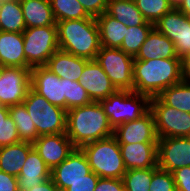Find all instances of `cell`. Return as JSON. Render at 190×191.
<instances>
[{"instance_id": "33", "label": "cell", "mask_w": 190, "mask_h": 191, "mask_svg": "<svg viewBox=\"0 0 190 191\" xmlns=\"http://www.w3.org/2000/svg\"><path fill=\"white\" fill-rule=\"evenodd\" d=\"M135 4L143 17L153 24L173 9L168 0H135Z\"/></svg>"}, {"instance_id": "43", "label": "cell", "mask_w": 190, "mask_h": 191, "mask_svg": "<svg viewBox=\"0 0 190 191\" xmlns=\"http://www.w3.org/2000/svg\"><path fill=\"white\" fill-rule=\"evenodd\" d=\"M184 80L190 83V57L184 61Z\"/></svg>"}, {"instance_id": "29", "label": "cell", "mask_w": 190, "mask_h": 191, "mask_svg": "<svg viewBox=\"0 0 190 191\" xmlns=\"http://www.w3.org/2000/svg\"><path fill=\"white\" fill-rule=\"evenodd\" d=\"M158 97L168 106L190 113V83L185 80L163 90Z\"/></svg>"}, {"instance_id": "44", "label": "cell", "mask_w": 190, "mask_h": 191, "mask_svg": "<svg viewBox=\"0 0 190 191\" xmlns=\"http://www.w3.org/2000/svg\"><path fill=\"white\" fill-rule=\"evenodd\" d=\"M9 116L8 106H2L0 108V124Z\"/></svg>"}, {"instance_id": "34", "label": "cell", "mask_w": 190, "mask_h": 191, "mask_svg": "<svg viewBox=\"0 0 190 191\" xmlns=\"http://www.w3.org/2000/svg\"><path fill=\"white\" fill-rule=\"evenodd\" d=\"M64 81L66 110L92 102L87 91L80 85L79 81H70L68 79H64Z\"/></svg>"}, {"instance_id": "22", "label": "cell", "mask_w": 190, "mask_h": 191, "mask_svg": "<svg viewBox=\"0 0 190 191\" xmlns=\"http://www.w3.org/2000/svg\"><path fill=\"white\" fill-rule=\"evenodd\" d=\"M160 58L180 59L177 57L174 43L154 27L134 59L150 60Z\"/></svg>"}, {"instance_id": "11", "label": "cell", "mask_w": 190, "mask_h": 191, "mask_svg": "<svg viewBox=\"0 0 190 191\" xmlns=\"http://www.w3.org/2000/svg\"><path fill=\"white\" fill-rule=\"evenodd\" d=\"M154 27L174 43L178 58L185 61L190 57V23L181 11L173 8Z\"/></svg>"}, {"instance_id": "30", "label": "cell", "mask_w": 190, "mask_h": 191, "mask_svg": "<svg viewBox=\"0 0 190 191\" xmlns=\"http://www.w3.org/2000/svg\"><path fill=\"white\" fill-rule=\"evenodd\" d=\"M56 22L91 18L78 0H49Z\"/></svg>"}, {"instance_id": "46", "label": "cell", "mask_w": 190, "mask_h": 191, "mask_svg": "<svg viewBox=\"0 0 190 191\" xmlns=\"http://www.w3.org/2000/svg\"><path fill=\"white\" fill-rule=\"evenodd\" d=\"M184 0H168L169 4L172 6V8L177 9Z\"/></svg>"}, {"instance_id": "1", "label": "cell", "mask_w": 190, "mask_h": 191, "mask_svg": "<svg viewBox=\"0 0 190 191\" xmlns=\"http://www.w3.org/2000/svg\"><path fill=\"white\" fill-rule=\"evenodd\" d=\"M184 80L182 59L137 60L133 63L134 91L150 98Z\"/></svg>"}, {"instance_id": "25", "label": "cell", "mask_w": 190, "mask_h": 191, "mask_svg": "<svg viewBox=\"0 0 190 191\" xmlns=\"http://www.w3.org/2000/svg\"><path fill=\"white\" fill-rule=\"evenodd\" d=\"M106 13L127 27L154 25L143 17L132 0H109Z\"/></svg>"}, {"instance_id": "18", "label": "cell", "mask_w": 190, "mask_h": 191, "mask_svg": "<svg viewBox=\"0 0 190 191\" xmlns=\"http://www.w3.org/2000/svg\"><path fill=\"white\" fill-rule=\"evenodd\" d=\"M119 146L127 170L158 166V142L119 143Z\"/></svg>"}, {"instance_id": "47", "label": "cell", "mask_w": 190, "mask_h": 191, "mask_svg": "<svg viewBox=\"0 0 190 191\" xmlns=\"http://www.w3.org/2000/svg\"><path fill=\"white\" fill-rule=\"evenodd\" d=\"M185 17H186V20L190 23V11H181Z\"/></svg>"}, {"instance_id": "45", "label": "cell", "mask_w": 190, "mask_h": 191, "mask_svg": "<svg viewBox=\"0 0 190 191\" xmlns=\"http://www.w3.org/2000/svg\"><path fill=\"white\" fill-rule=\"evenodd\" d=\"M177 9L179 11H190V0H184Z\"/></svg>"}, {"instance_id": "28", "label": "cell", "mask_w": 190, "mask_h": 191, "mask_svg": "<svg viewBox=\"0 0 190 191\" xmlns=\"http://www.w3.org/2000/svg\"><path fill=\"white\" fill-rule=\"evenodd\" d=\"M8 110L16 125L20 140L33 144L39 136L25 105L23 103L12 105L8 107Z\"/></svg>"}, {"instance_id": "7", "label": "cell", "mask_w": 190, "mask_h": 191, "mask_svg": "<svg viewBox=\"0 0 190 191\" xmlns=\"http://www.w3.org/2000/svg\"><path fill=\"white\" fill-rule=\"evenodd\" d=\"M22 35L26 68L45 66L59 49L57 26L26 28Z\"/></svg>"}, {"instance_id": "16", "label": "cell", "mask_w": 190, "mask_h": 191, "mask_svg": "<svg viewBox=\"0 0 190 191\" xmlns=\"http://www.w3.org/2000/svg\"><path fill=\"white\" fill-rule=\"evenodd\" d=\"M33 148L52 170L64 161L75 147L66 133H60L39 136L33 143Z\"/></svg>"}, {"instance_id": "20", "label": "cell", "mask_w": 190, "mask_h": 191, "mask_svg": "<svg viewBox=\"0 0 190 191\" xmlns=\"http://www.w3.org/2000/svg\"><path fill=\"white\" fill-rule=\"evenodd\" d=\"M89 60L58 49L47 61L45 67L61 79L79 81Z\"/></svg>"}, {"instance_id": "21", "label": "cell", "mask_w": 190, "mask_h": 191, "mask_svg": "<svg viewBox=\"0 0 190 191\" xmlns=\"http://www.w3.org/2000/svg\"><path fill=\"white\" fill-rule=\"evenodd\" d=\"M0 67L26 68L22 33L0 31Z\"/></svg>"}, {"instance_id": "42", "label": "cell", "mask_w": 190, "mask_h": 191, "mask_svg": "<svg viewBox=\"0 0 190 191\" xmlns=\"http://www.w3.org/2000/svg\"><path fill=\"white\" fill-rule=\"evenodd\" d=\"M28 191H60L58 187L53 183L52 179L44 181L39 186H33Z\"/></svg>"}, {"instance_id": "23", "label": "cell", "mask_w": 190, "mask_h": 191, "mask_svg": "<svg viewBox=\"0 0 190 191\" xmlns=\"http://www.w3.org/2000/svg\"><path fill=\"white\" fill-rule=\"evenodd\" d=\"M26 28L56 26L49 0H20Z\"/></svg>"}, {"instance_id": "38", "label": "cell", "mask_w": 190, "mask_h": 191, "mask_svg": "<svg viewBox=\"0 0 190 191\" xmlns=\"http://www.w3.org/2000/svg\"><path fill=\"white\" fill-rule=\"evenodd\" d=\"M84 7L85 11L91 17H97L106 12L109 0H78Z\"/></svg>"}, {"instance_id": "17", "label": "cell", "mask_w": 190, "mask_h": 191, "mask_svg": "<svg viewBox=\"0 0 190 191\" xmlns=\"http://www.w3.org/2000/svg\"><path fill=\"white\" fill-rule=\"evenodd\" d=\"M79 83L94 102L106 99L117 90L96 60L86 63Z\"/></svg>"}, {"instance_id": "35", "label": "cell", "mask_w": 190, "mask_h": 191, "mask_svg": "<svg viewBox=\"0 0 190 191\" xmlns=\"http://www.w3.org/2000/svg\"><path fill=\"white\" fill-rule=\"evenodd\" d=\"M150 191H177L171 172L154 167V174L149 186Z\"/></svg>"}, {"instance_id": "8", "label": "cell", "mask_w": 190, "mask_h": 191, "mask_svg": "<svg viewBox=\"0 0 190 191\" xmlns=\"http://www.w3.org/2000/svg\"><path fill=\"white\" fill-rule=\"evenodd\" d=\"M117 90L134 91V57L119 48L101 46L95 58Z\"/></svg>"}, {"instance_id": "15", "label": "cell", "mask_w": 190, "mask_h": 191, "mask_svg": "<svg viewBox=\"0 0 190 191\" xmlns=\"http://www.w3.org/2000/svg\"><path fill=\"white\" fill-rule=\"evenodd\" d=\"M113 136L118 143L158 142L152 111L149 110L136 120L116 126L113 129Z\"/></svg>"}, {"instance_id": "36", "label": "cell", "mask_w": 190, "mask_h": 191, "mask_svg": "<svg viewBox=\"0 0 190 191\" xmlns=\"http://www.w3.org/2000/svg\"><path fill=\"white\" fill-rule=\"evenodd\" d=\"M21 142L15 123L10 115L0 124V147Z\"/></svg>"}, {"instance_id": "19", "label": "cell", "mask_w": 190, "mask_h": 191, "mask_svg": "<svg viewBox=\"0 0 190 191\" xmlns=\"http://www.w3.org/2000/svg\"><path fill=\"white\" fill-rule=\"evenodd\" d=\"M49 178H51V169L33 148L29 152L19 176H17L18 190L28 191Z\"/></svg>"}, {"instance_id": "40", "label": "cell", "mask_w": 190, "mask_h": 191, "mask_svg": "<svg viewBox=\"0 0 190 191\" xmlns=\"http://www.w3.org/2000/svg\"><path fill=\"white\" fill-rule=\"evenodd\" d=\"M94 191H125L122 179L99 178Z\"/></svg>"}, {"instance_id": "12", "label": "cell", "mask_w": 190, "mask_h": 191, "mask_svg": "<svg viewBox=\"0 0 190 191\" xmlns=\"http://www.w3.org/2000/svg\"><path fill=\"white\" fill-rule=\"evenodd\" d=\"M91 168L81 148H74L68 157L51 170V179L60 191L73 182L90 179Z\"/></svg>"}, {"instance_id": "27", "label": "cell", "mask_w": 190, "mask_h": 191, "mask_svg": "<svg viewBox=\"0 0 190 191\" xmlns=\"http://www.w3.org/2000/svg\"><path fill=\"white\" fill-rule=\"evenodd\" d=\"M25 30L20 0L0 1V31L23 33Z\"/></svg>"}, {"instance_id": "37", "label": "cell", "mask_w": 190, "mask_h": 191, "mask_svg": "<svg viewBox=\"0 0 190 191\" xmlns=\"http://www.w3.org/2000/svg\"><path fill=\"white\" fill-rule=\"evenodd\" d=\"M177 191H190V166L171 172Z\"/></svg>"}, {"instance_id": "31", "label": "cell", "mask_w": 190, "mask_h": 191, "mask_svg": "<svg viewBox=\"0 0 190 191\" xmlns=\"http://www.w3.org/2000/svg\"><path fill=\"white\" fill-rule=\"evenodd\" d=\"M153 28L154 25L128 27L119 49L135 57Z\"/></svg>"}, {"instance_id": "3", "label": "cell", "mask_w": 190, "mask_h": 191, "mask_svg": "<svg viewBox=\"0 0 190 191\" xmlns=\"http://www.w3.org/2000/svg\"><path fill=\"white\" fill-rule=\"evenodd\" d=\"M59 49L88 60L100 50L99 28L95 17L56 22Z\"/></svg>"}, {"instance_id": "26", "label": "cell", "mask_w": 190, "mask_h": 191, "mask_svg": "<svg viewBox=\"0 0 190 191\" xmlns=\"http://www.w3.org/2000/svg\"><path fill=\"white\" fill-rule=\"evenodd\" d=\"M99 28L100 45L108 48H120L127 26L104 12L96 17Z\"/></svg>"}, {"instance_id": "14", "label": "cell", "mask_w": 190, "mask_h": 191, "mask_svg": "<svg viewBox=\"0 0 190 191\" xmlns=\"http://www.w3.org/2000/svg\"><path fill=\"white\" fill-rule=\"evenodd\" d=\"M31 88L51 104L66 110L65 81L45 66L31 68Z\"/></svg>"}, {"instance_id": "41", "label": "cell", "mask_w": 190, "mask_h": 191, "mask_svg": "<svg viewBox=\"0 0 190 191\" xmlns=\"http://www.w3.org/2000/svg\"><path fill=\"white\" fill-rule=\"evenodd\" d=\"M0 191H19L17 177L0 171Z\"/></svg>"}, {"instance_id": "10", "label": "cell", "mask_w": 190, "mask_h": 191, "mask_svg": "<svg viewBox=\"0 0 190 191\" xmlns=\"http://www.w3.org/2000/svg\"><path fill=\"white\" fill-rule=\"evenodd\" d=\"M31 88V69L0 67V103L2 106L20 104Z\"/></svg>"}, {"instance_id": "39", "label": "cell", "mask_w": 190, "mask_h": 191, "mask_svg": "<svg viewBox=\"0 0 190 191\" xmlns=\"http://www.w3.org/2000/svg\"><path fill=\"white\" fill-rule=\"evenodd\" d=\"M99 178L100 177L91 171L90 179H83L73 182L65 191H94Z\"/></svg>"}, {"instance_id": "32", "label": "cell", "mask_w": 190, "mask_h": 191, "mask_svg": "<svg viewBox=\"0 0 190 191\" xmlns=\"http://www.w3.org/2000/svg\"><path fill=\"white\" fill-rule=\"evenodd\" d=\"M153 174L154 167L127 170L122 178L125 191H150L149 186Z\"/></svg>"}, {"instance_id": "5", "label": "cell", "mask_w": 190, "mask_h": 191, "mask_svg": "<svg viewBox=\"0 0 190 191\" xmlns=\"http://www.w3.org/2000/svg\"><path fill=\"white\" fill-rule=\"evenodd\" d=\"M150 97L130 90H116L99 101L113 129L127 121H133L150 110Z\"/></svg>"}, {"instance_id": "24", "label": "cell", "mask_w": 190, "mask_h": 191, "mask_svg": "<svg viewBox=\"0 0 190 191\" xmlns=\"http://www.w3.org/2000/svg\"><path fill=\"white\" fill-rule=\"evenodd\" d=\"M32 149V143L23 141L0 147V171L16 177L19 176L22 166Z\"/></svg>"}, {"instance_id": "13", "label": "cell", "mask_w": 190, "mask_h": 191, "mask_svg": "<svg viewBox=\"0 0 190 191\" xmlns=\"http://www.w3.org/2000/svg\"><path fill=\"white\" fill-rule=\"evenodd\" d=\"M157 160L168 172L190 166V137L158 138Z\"/></svg>"}, {"instance_id": "9", "label": "cell", "mask_w": 190, "mask_h": 191, "mask_svg": "<svg viewBox=\"0 0 190 191\" xmlns=\"http://www.w3.org/2000/svg\"><path fill=\"white\" fill-rule=\"evenodd\" d=\"M158 138L190 137V113L166 105L158 96L150 99Z\"/></svg>"}, {"instance_id": "4", "label": "cell", "mask_w": 190, "mask_h": 191, "mask_svg": "<svg viewBox=\"0 0 190 191\" xmlns=\"http://www.w3.org/2000/svg\"><path fill=\"white\" fill-rule=\"evenodd\" d=\"M85 153L91 171L100 178L122 179L125 167L119 143L110 137L85 144L81 147Z\"/></svg>"}, {"instance_id": "2", "label": "cell", "mask_w": 190, "mask_h": 191, "mask_svg": "<svg viewBox=\"0 0 190 191\" xmlns=\"http://www.w3.org/2000/svg\"><path fill=\"white\" fill-rule=\"evenodd\" d=\"M66 135L75 148L113 135V127L99 102L67 110Z\"/></svg>"}, {"instance_id": "6", "label": "cell", "mask_w": 190, "mask_h": 191, "mask_svg": "<svg viewBox=\"0 0 190 191\" xmlns=\"http://www.w3.org/2000/svg\"><path fill=\"white\" fill-rule=\"evenodd\" d=\"M22 103L30 114L38 136L66 133L67 110L51 104L32 88Z\"/></svg>"}]
</instances>
